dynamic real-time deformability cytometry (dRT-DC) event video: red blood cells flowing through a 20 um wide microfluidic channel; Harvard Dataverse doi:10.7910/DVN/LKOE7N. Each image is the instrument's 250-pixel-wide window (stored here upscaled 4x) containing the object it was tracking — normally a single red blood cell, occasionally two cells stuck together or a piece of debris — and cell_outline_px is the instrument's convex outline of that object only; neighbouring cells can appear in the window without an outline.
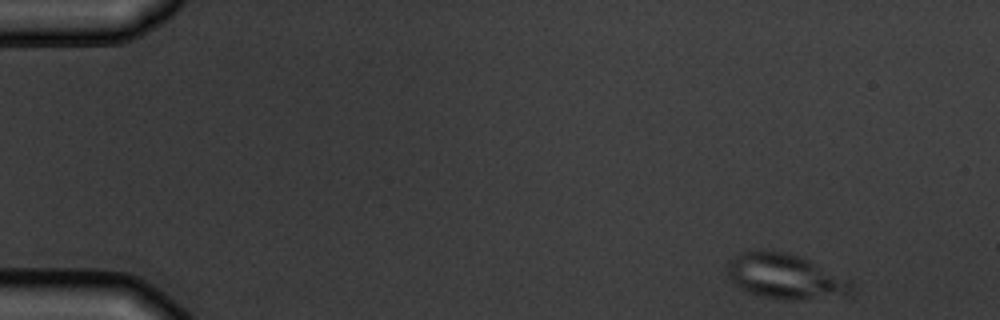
{"species": "common noctule bat (a hibernating species)", "species_latin": "Nyctalus noctula", "temperature_condition": "warm", "stored_images_in_passage": 4, "camera_frame_rate_fps": 3000, "um_per_image_px": 0.085, "animal": {"sex": "male", "body_mass_g": 19.5, "forearm_length_mm": 54.6}, "frame": {"image": 1, "passage_image": 1, "time_ms": 0.0, "image_size_px": [1000, 320], "cell_outline_px": [[852, 288], [848, 292], [796, 300], [784, 300], [764, 296], [748, 292], [732, 284], [728, 276], [728, 260], [732, 256], [740, 252], [788, 252], [800, 256], [852, 280]], "centroid_in_image_um": [66.66, 23.48], "position_along_channel_um": 18.3, "area_um2": 31.79}}